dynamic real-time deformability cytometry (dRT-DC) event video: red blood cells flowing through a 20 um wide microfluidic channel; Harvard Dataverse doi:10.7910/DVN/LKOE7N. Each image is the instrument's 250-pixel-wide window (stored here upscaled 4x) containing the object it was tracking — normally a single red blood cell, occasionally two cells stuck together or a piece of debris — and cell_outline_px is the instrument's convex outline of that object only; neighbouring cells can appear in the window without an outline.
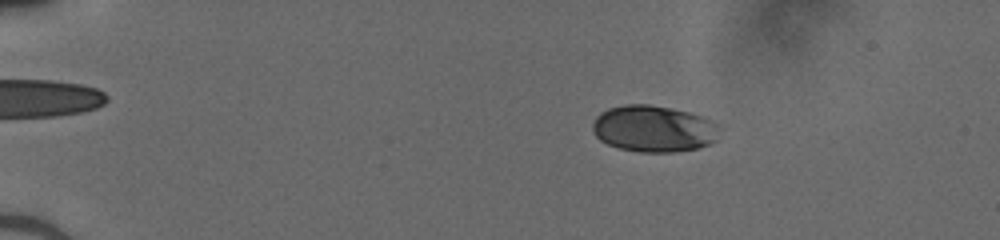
{"species": "human", "species_latin": "Homo sapiens", "temperature_condition": "cold", "stored_images_in_passage": 51, "camera_frame_rate_fps": 3000, "um_per_image_px": 0.085, "donor": {"sex": "male"}, "frame": {"image": 1, "passage_image": 10, "time_ms": 3.0, "image_size_px": [1000, 240], "cell_outline_px": [[720, 128], [716, 140], [712, 144], [696, 148], [672, 152], [640, 152], [620, 148], [608, 144], [600, 140], [596, 136], [592, 128], [592, 124], [596, 116], [600, 112], [608, 108], [624, 104], [648, 104], [688, 112], [704, 116], [712, 120]], "centroid_in_image_um": [55.56, 10.94], "position_along_channel_um": 29.4, "area_um2": 34.56}}
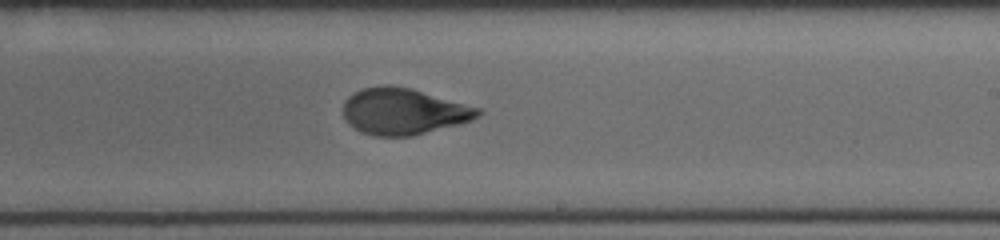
{"frame": {"image": 2, "passage_image": 33, "time_ms": 10.667, "image_size_px": [1000, 240], "cell_outline_px": [[484, 112], [480, 116], [472, 120], [460, 124], [412, 136], [376, 136], [364, 132], [356, 128], [344, 116], [344, 100], [348, 96], [364, 88], [384, 84], [392, 84], [412, 88], [480, 108]], "centroid_in_image_um": [34.35, 9.45], "position_along_channel_um": 254.6, "area_um2": 36.36}}
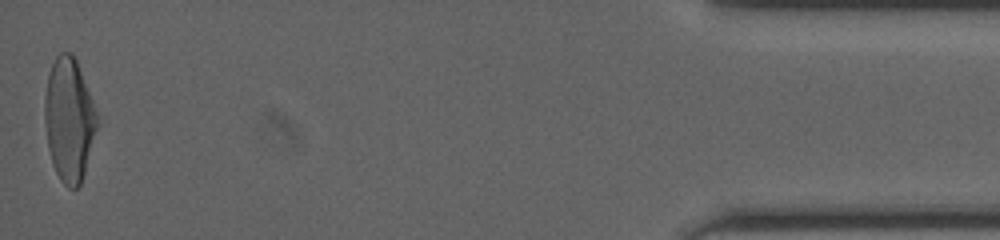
{"frame": {"image": 3, "passage_image": 51, "time_ms": 16.667, "image_size_px": [1000, 240], "cell_outline_px": [[96, 128], [84, 172], [80, 184], [76, 188], [68, 188], [60, 180], [52, 164], [48, 148], [44, 120], [44, 96], [48, 76], [52, 64], [56, 56], [60, 52], [72, 52], [76, 60], [92, 100], [96, 112]], "centroid_in_image_um": [5.83, 10.15], "position_along_channel_um": 429.4, "area_um2": 37.11}}